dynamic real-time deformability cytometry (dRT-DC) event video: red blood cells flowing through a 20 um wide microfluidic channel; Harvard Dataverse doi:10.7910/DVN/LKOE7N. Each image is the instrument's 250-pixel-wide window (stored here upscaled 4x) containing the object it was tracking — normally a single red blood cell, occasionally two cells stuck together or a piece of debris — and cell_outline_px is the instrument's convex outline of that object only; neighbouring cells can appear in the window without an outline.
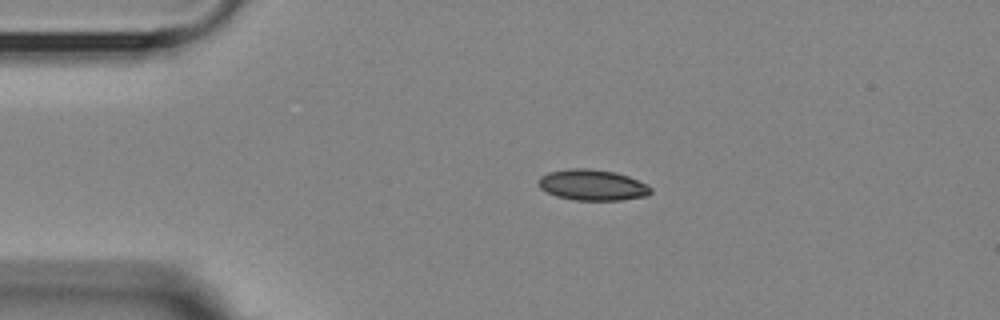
{"species": "Egyptian fruit bat (a non-hibernating species)", "species_latin": "Rousettus aegyptiacus", "temperature_condition": "room temperature", "stored_images_in_passage": 45, "camera_frame_rate_fps": 3000, "um_per_image_px": 0.085, "animal": {"sex": "female"}, "frame": {"image": 1, "passage_image": 1, "time_ms": 0.0, "image_size_px": [1000, 320], "cell_outline_px": [[652, 192], [648, 196], [620, 200], [576, 200], [556, 196], [540, 188], [536, 180], [540, 176], [548, 172], [568, 168], [588, 168], [616, 172], [628, 176], [652, 188]], "centroid_in_image_um": [50.32, 15.72], "position_along_channel_um": 34.7, "area_um2": 20.29}}
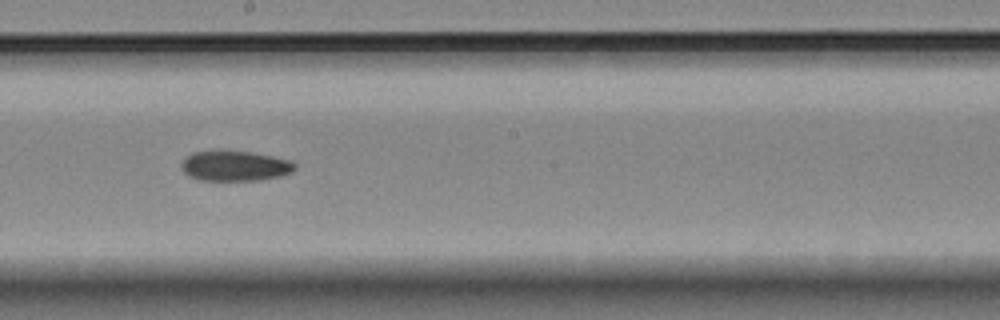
{"frame": {"image": 2, "passage_image": 20, "time_ms": 6.333, "image_size_px": [1000, 320], "cell_outline_px": [[296, 168], [292, 172], [280, 176], [260, 180], [200, 180], [188, 176], [180, 168], [180, 164], [192, 152], [220, 148], [248, 152], [272, 156], [292, 160], [296, 164]], "centroid_in_image_um": [19.94, 14.07], "position_along_channel_um": 228.3, "area_um2": 20.52}}
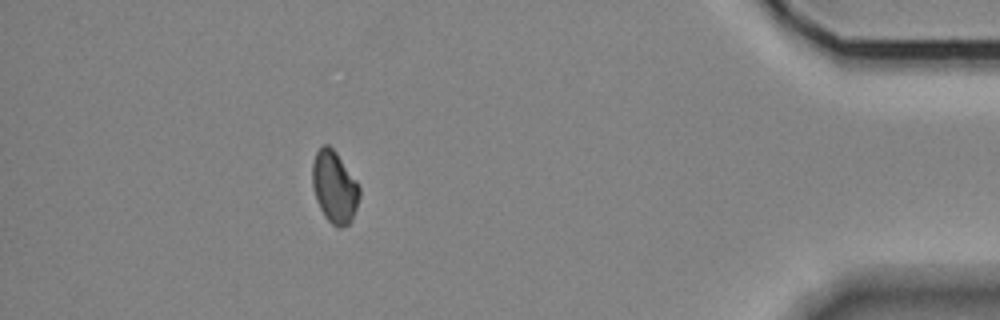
{"frame": {"image": 3, "passage_image": 39, "time_ms": 12.667, "image_size_px": [1000, 320], "cell_outline_px": [[360, 196], [352, 220], [348, 224], [340, 228], [336, 228], [324, 216], [316, 200], [312, 188], [312, 164], [316, 152], [324, 144], [328, 144], [336, 152], [356, 180], [360, 188]], "centroid_in_image_um": [28.42, 15.91], "position_along_channel_um": 406.8, "area_um2": 19.83}}